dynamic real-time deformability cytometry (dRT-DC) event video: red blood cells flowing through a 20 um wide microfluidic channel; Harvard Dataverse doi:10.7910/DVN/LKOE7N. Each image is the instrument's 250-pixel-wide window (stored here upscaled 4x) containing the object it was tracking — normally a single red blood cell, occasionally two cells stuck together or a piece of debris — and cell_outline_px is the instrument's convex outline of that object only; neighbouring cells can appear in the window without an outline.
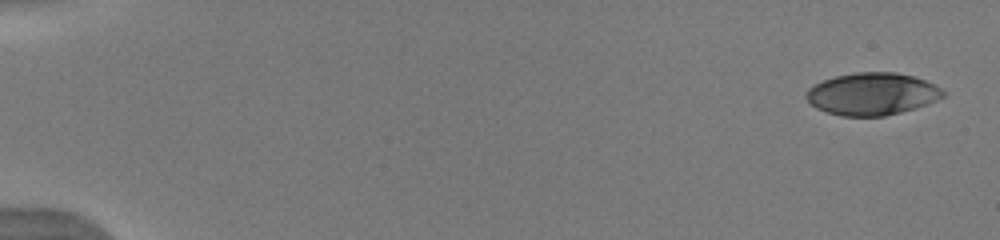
{"species": "human", "species_latin": "Homo sapiens", "temperature_condition": "warm", "stored_images_in_passage": 10, "camera_frame_rate_fps": 3000, "um_per_image_px": 0.085, "donor": {"sex": "male"}, "frame": {"image": 1, "passage_image": 1, "time_ms": 0.0, "image_size_px": [1000, 240], "cell_outline_px": [[944, 96], [928, 104], [900, 112], [884, 116], [840, 116], [816, 108], [804, 96], [808, 88], [824, 80], [836, 76], [856, 72], [896, 72], [912, 76], [924, 80], [940, 88], [944, 92]], "centroid_in_image_um": [74.11, 7.98], "position_along_channel_um": 10.9, "area_um2": 33.47}}
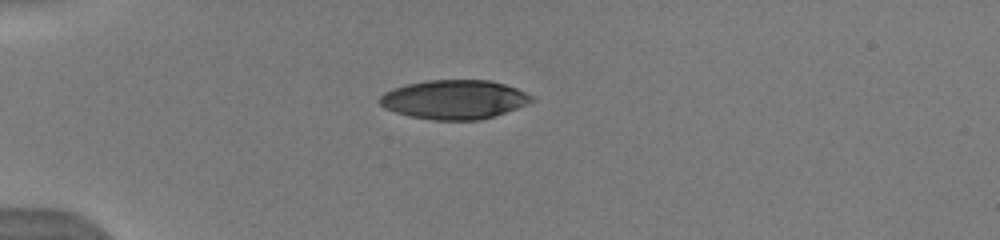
{"frame": {"image": 2, "passage_image": 6, "time_ms": 4.333, "image_size_px": [1000, 240], "cell_outline_px": [[536, 100], [516, 108], [480, 120], [432, 120], [408, 116], [384, 108], [380, 104], [380, 96], [384, 92], [392, 88], [408, 84], [428, 80], [492, 80], [516, 88], [532, 96]], "centroid_in_image_um": [38.59, 8.46], "position_along_channel_um": 46.4, "area_um2": 34.51}}